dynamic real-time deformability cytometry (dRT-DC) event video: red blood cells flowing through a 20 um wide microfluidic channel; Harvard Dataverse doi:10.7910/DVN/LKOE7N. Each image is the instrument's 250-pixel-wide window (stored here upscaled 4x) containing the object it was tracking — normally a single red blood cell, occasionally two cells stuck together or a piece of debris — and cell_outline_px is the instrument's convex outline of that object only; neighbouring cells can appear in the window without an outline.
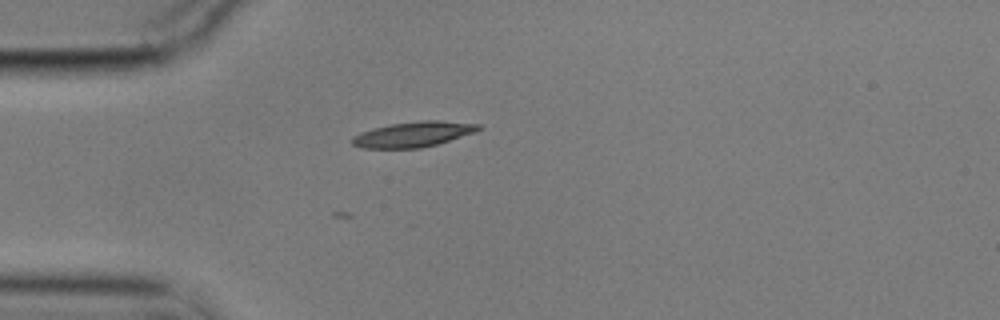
{"species": "common noctule bat (a hibernating species)", "species_latin": "Nyctalus noctula", "temperature_condition": "cold", "stored_images_in_passage": 2, "camera_frame_rate_fps": 3000, "um_per_image_px": 0.085, "animal": {"sex": "male", "body_mass_g": 17.9}, "frame": {"image": 1, "passage_image": 2, "time_ms": 0.333, "image_size_px": [1000, 320], "cell_outline_px": [[484, 128], [476, 132], [436, 144], [420, 148], [360, 148], [352, 144], [348, 140], [352, 136], [360, 132], [372, 128], [392, 124], [420, 120], [436, 120], [480, 124]], "centroid_in_image_um": [35.1, 11.41], "position_along_channel_um": 49.9, "area_um2": 18.79}}